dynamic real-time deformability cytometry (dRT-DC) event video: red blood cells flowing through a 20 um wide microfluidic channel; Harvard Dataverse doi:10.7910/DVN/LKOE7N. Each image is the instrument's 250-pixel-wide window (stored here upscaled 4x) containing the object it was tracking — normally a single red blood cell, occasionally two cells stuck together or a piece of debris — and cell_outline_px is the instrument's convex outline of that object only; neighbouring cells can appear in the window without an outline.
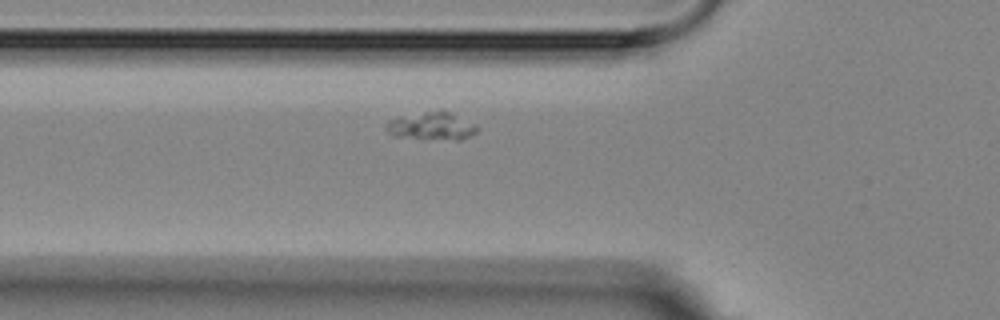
{"species": "Egyptian fruit bat (a non-hibernating species)", "species_latin": "Rousettus aegyptiacus", "temperature_condition": "room temperature", "stored_images_in_passage": 6, "camera_frame_rate_fps": 3000, "um_per_image_px": 0.085, "animal": {"sex": "female"}, "frame": {"image": 1, "passage_image": 6, "time_ms": 5.667, "image_size_px": [1000, 320], "cell_outline_px": [[480, 128], [476, 132], [460, 140], [456, 140], [392, 136], [384, 128], [388, 120], [400, 116], [428, 112], [452, 112], [476, 124]], "centroid_in_image_um": [36.7, 10.73], "position_along_channel_um": 89.1, "area_um2": 14.57}}